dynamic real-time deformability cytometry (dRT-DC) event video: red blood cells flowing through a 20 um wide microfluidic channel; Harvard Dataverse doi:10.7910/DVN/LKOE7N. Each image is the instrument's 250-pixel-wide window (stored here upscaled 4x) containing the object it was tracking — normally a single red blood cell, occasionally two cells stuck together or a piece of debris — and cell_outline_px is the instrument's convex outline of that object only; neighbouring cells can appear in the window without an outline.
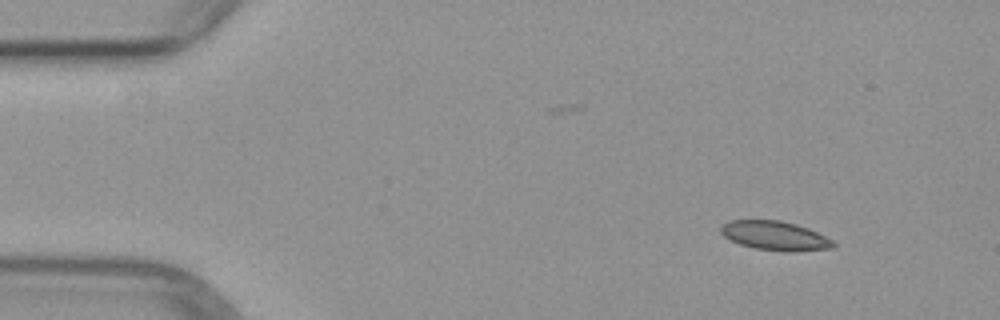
{"species": "common noctule bat (a hibernating species)", "species_latin": "Nyctalus noctula", "temperature_condition": "warm", "stored_images_in_passage": 5, "camera_frame_rate_fps": 3000, "um_per_image_px": 0.085, "animal": {"sex": "female", "body_mass_g": 29.2, "forearm_length_mm": 56.3}, "frame": {"image": 1, "passage_image": 1, "time_ms": 0.0, "image_size_px": [1000, 320], "cell_outline_px": [[836, 244], [832, 248], [792, 252], [784, 252], [756, 248], [740, 244], [724, 236], [720, 232], [720, 224], [728, 220], [780, 220], [796, 224], [808, 228], [832, 240]], "centroid_in_image_um": [65.85, 20.03], "position_along_channel_um": 19.2, "area_um2": 19.13}}
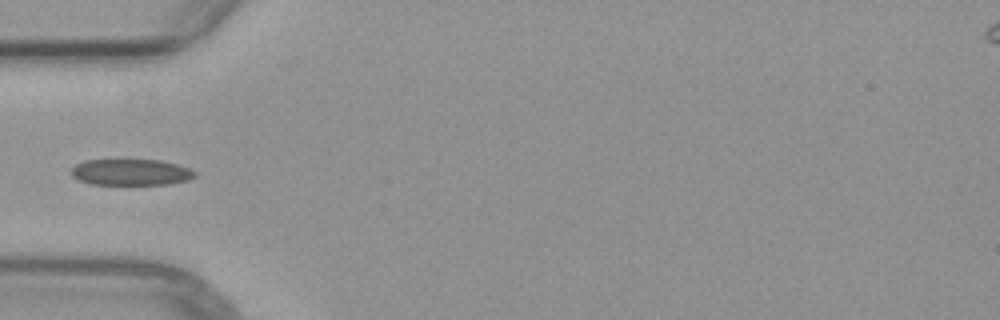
{"frame": {"image": 2, "passage_image": 4, "time_ms": 3.667, "image_size_px": [1000, 320], "cell_outline_px": [[196, 176], [188, 180], [168, 184], [92, 184], [80, 180], [72, 176], [72, 168], [76, 164], [84, 160], [160, 160], [176, 164], [188, 168], [196, 172]], "centroid_in_image_um": [11.14, 14.63], "position_along_channel_um": 73.9, "area_um2": 18.73}}
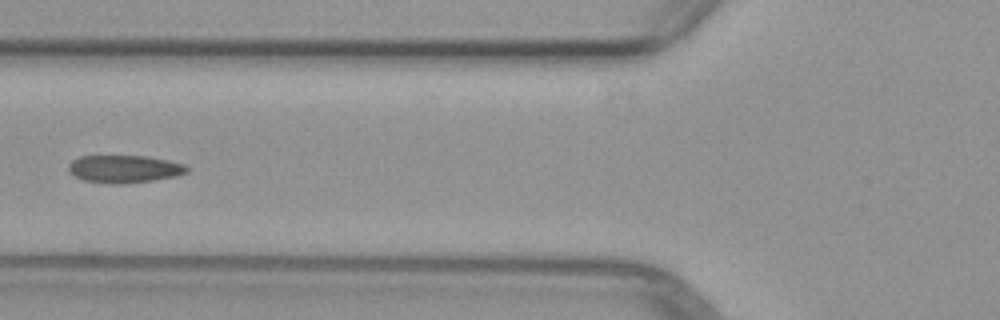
{"frame": {"image": 3, "passage_image": 5, "time_ms": 4.667, "image_size_px": [1000, 320], "cell_outline_px": [[188, 172], [176, 176], [152, 180], [124, 184], [108, 184], [84, 180], [68, 172], [68, 164], [72, 160], [80, 156], [148, 156], [168, 160], [184, 164], [188, 168]], "centroid_in_image_um": [10.55, 14.36], "position_along_channel_um": 115.2, "area_um2": 19.13}}